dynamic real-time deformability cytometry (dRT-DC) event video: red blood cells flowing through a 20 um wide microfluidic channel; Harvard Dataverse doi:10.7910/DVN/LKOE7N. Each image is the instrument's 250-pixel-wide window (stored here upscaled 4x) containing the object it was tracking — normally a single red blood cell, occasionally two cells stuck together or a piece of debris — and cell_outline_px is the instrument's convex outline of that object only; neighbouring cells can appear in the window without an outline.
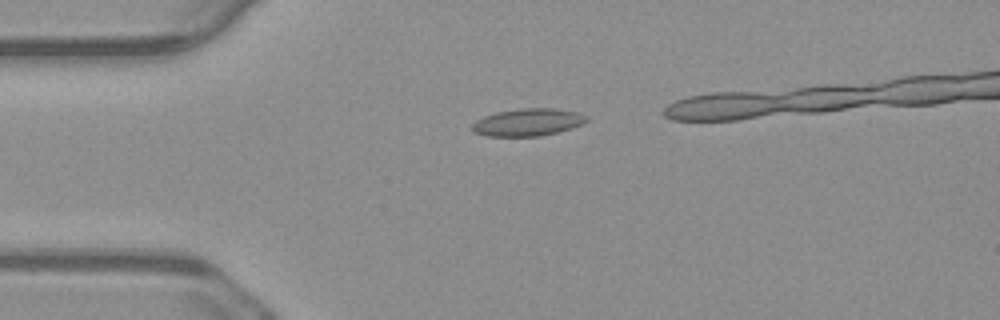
{"species": "common noctule bat (a hibernating species)", "species_latin": "Nyctalus noctula", "temperature_condition": "warm", "stored_images_in_passage": 37, "camera_frame_rate_fps": 3000, "um_per_image_px": 0.085, "animal": {"sex": "male", "body_mass_g": 23.1, "forearm_length_mm": 52.7}, "frame": {"image": 1, "passage_image": 6, "time_ms": 1.667, "image_size_px": [1000, 320], "cell_outline_px": [[588, 120], [572, 128], [540, 136], [488, 136], [472, 132], [472, 124], [476, 120], [484, 116], [496, 112], [520, 108], [556, 108], [576, 112], [588, 116]], "centroid_in_image_um": [44.84, 10.38], "position_along_channel_um": 40.2, "area_um2": 18.26}}
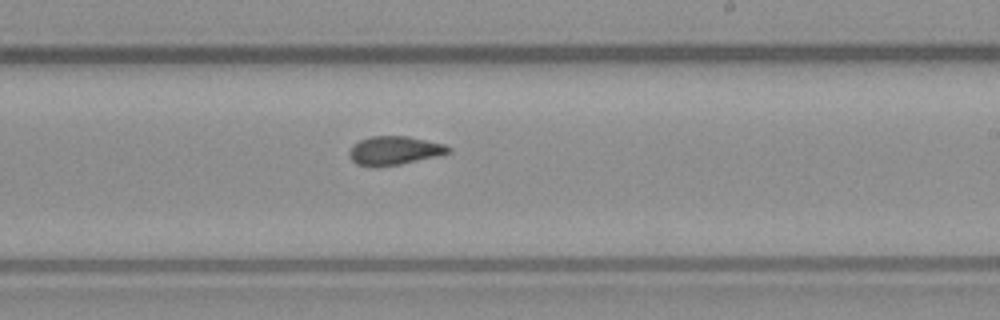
{"frame": {"image": 2, "passage_image": 25, "time_ms": 8.0, "image_size_px": [1000, 320], "cell_outline_px": [[452, 152], [436, 156], [400, 164], [376, 168], [368, 168], [356, 164], [348, 156], [348, 152], [352, 144], [360, 140], [372, 136], [408, 136], [444, 144], [452, 148]], "centroid_in_image_um": [33.47, 12.81], "position_along_channel_um": 255.5, "area_um2": 16.88}}
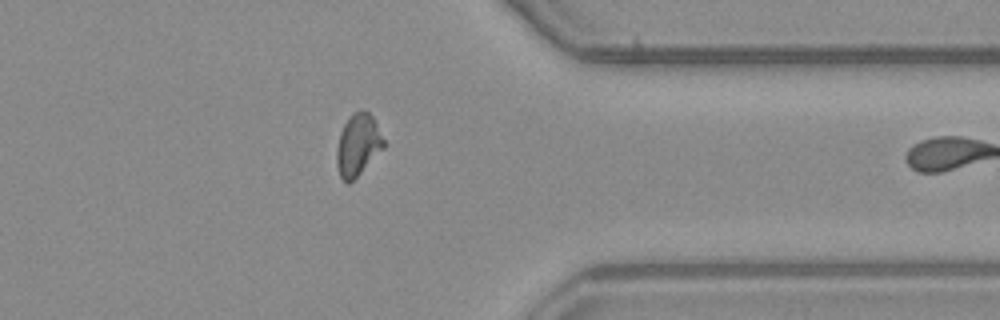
{"frame": {"image": 3, "passage_image": 36, "time_ms": 11.667, "image_size_px": [1000, 320], "cell_outline_px": [[384, 148], [348, 184], [340, 176], [336, 164], [336, 152], [340, 132], [348, 116], [360, 108], [368, 112], [372, 116], [384, 140]], "centroid_in_image_um": [30.4, 12.28], "position_along_channel_um": 381.0, "area_um2": 16.76}}